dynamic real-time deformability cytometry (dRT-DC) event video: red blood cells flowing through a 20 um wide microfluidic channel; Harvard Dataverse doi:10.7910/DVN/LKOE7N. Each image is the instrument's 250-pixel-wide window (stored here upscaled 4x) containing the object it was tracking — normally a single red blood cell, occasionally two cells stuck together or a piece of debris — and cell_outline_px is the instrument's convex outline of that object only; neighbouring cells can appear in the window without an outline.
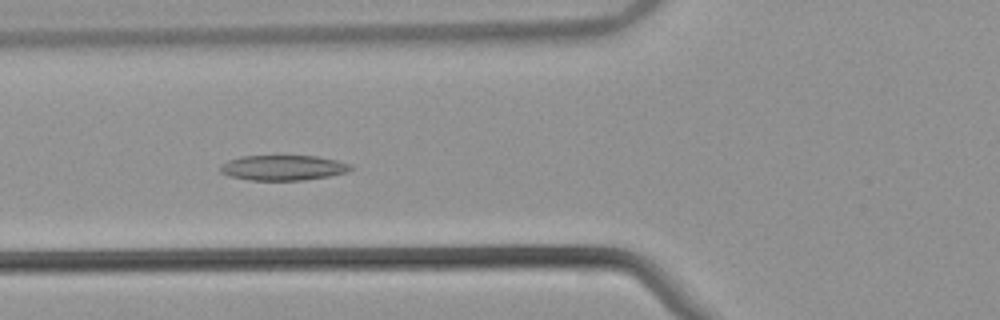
{"species": "common noctule bat (a hibernating species)", "species_latin": "Nyctalus noctula", "temperature_condition": "warm", "stored_images_in_passage": 48, "camera_frame_rate_fps": 3000, "um_per_image_px": 0.085, "animal": {"sex": "male", "body_mass_g": 21.5, "forearm_length_mm": 52.0}, "frame": {"image": 1, "passage_image": 15, "time_ms": 4.667, "image_size_px": [1000, 320], "cell_outline_px": [[352, 168], [348, 172], [328, 176], [304, 180], [248, 180], [232, 176], [220, 172], [220, 164], [228, 160], [240, 156], [316, 156], [336, 160], [352, 164]], "centroid_in_image_um": [24.06, 14.25], "position_along_channel_um": 101.7, "area_um2": 19.13}}
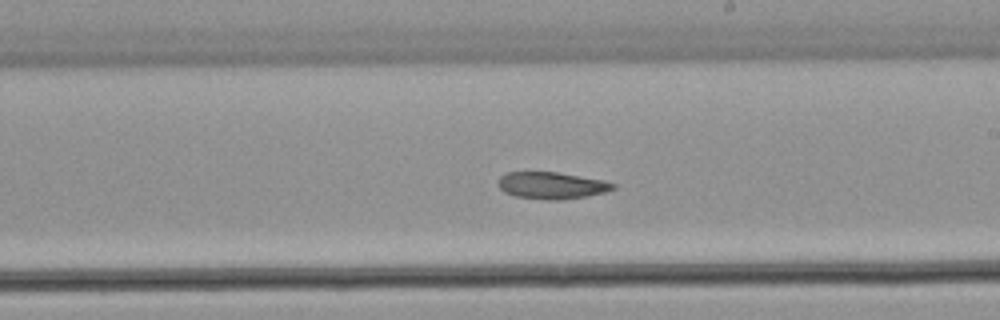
{"frame": {"image": 2, "passage_image": 26, "time_ms": 8.333, "image_size_px": [1000, 320], "cell_outline_px": [[616, 188], [604, 192], [584, 196], [560, 200], [548, 200], [516, 196], [504, 192], [500, 188], [500, 176], [504, 172], [556, 172], [604, 180], [616, 184]], "centroid_in_image_um": [46.9, 15.76], "position_along_channel_um": 242.1, "area_um2": 17.8}}
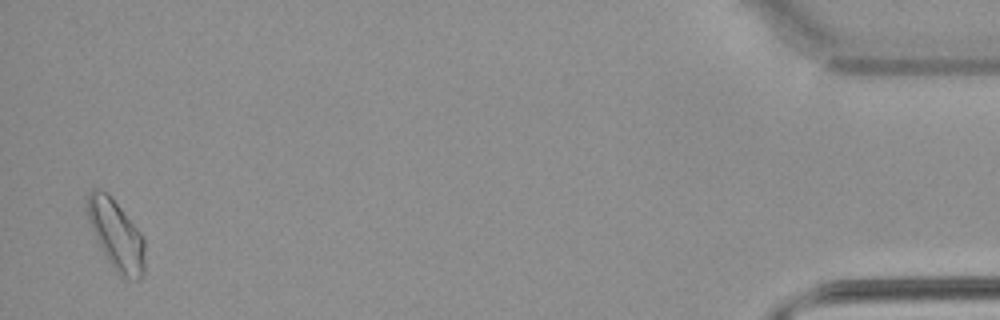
{"frame": {"image": 3, "passage_image": 47, "time_ms": 15.333, "image_size_px": [1000, 320], "cell_outline_px": [[144, 276], [140, 280], [136, 280], [124, 276], [112, 268], [96, 240], [88, 220], [88, 192], [92, 188], [100, 188], [108, 192], [140, 232], [144, 240]], "centroid_in_image_um": [9.87, 19.95], "position_along_channel_um": 425.3, "area_um2": 23.29}}